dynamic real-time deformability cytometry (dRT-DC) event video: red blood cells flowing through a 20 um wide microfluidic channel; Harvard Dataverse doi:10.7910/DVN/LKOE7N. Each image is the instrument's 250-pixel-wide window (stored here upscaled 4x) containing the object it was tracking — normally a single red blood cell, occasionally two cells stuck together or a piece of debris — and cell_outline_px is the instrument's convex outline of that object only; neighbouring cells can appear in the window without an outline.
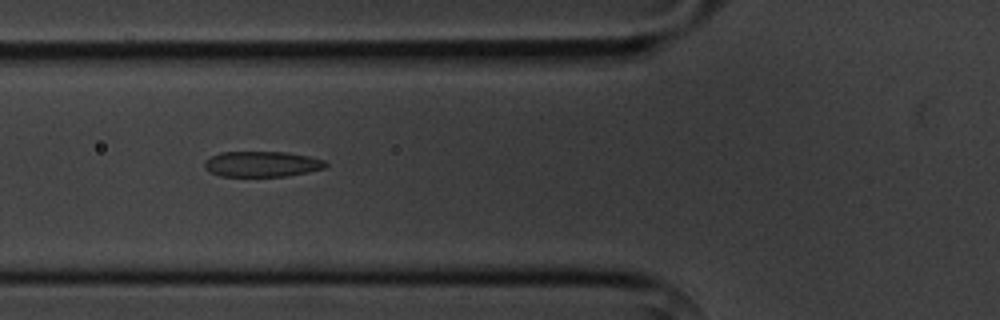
{"species": "common noctule bat (a hibernating species)", "species_latin": "Nyctalus noctula", "temperature_condition": "cold", "stored_images_in_passage": 7, "camera_frame_rate_fps": 3000, "um_per_image_px": 0.085, "animal": {"sex": "male", "body_mass_g": 20.1, "forearm_length_mm": 53.5}, "frame": {"image": 1, "passage_image": 4, "time_ms": 4.333, "image_size_px": [1000, 320], "cell_outline_px": [[328, 164], [324, 168], [308, 172], [288, 176], [220, 176], [204, 168], [204, 160], [220, 152], [288, 152], [308, 156], [324, 160]], "centroid_in_image_um": [22.26, 13.94], "position_along_channel_um": 103.5, "area_um2": 18.03}}
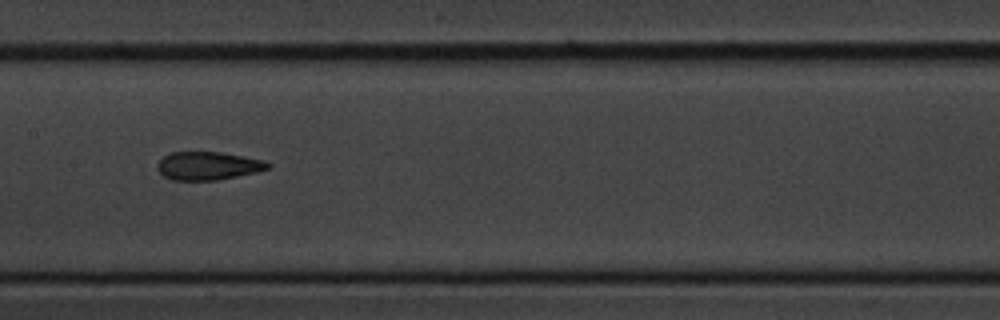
{"frame": {"image": 2, "passage_image": 6, "time_ms": 6.667, "image_size_px": [1000, 320], "cell_outline_px": [[272, 164], [268, 168], [256, 172], [216, 180], [172, 180], [164, 176], [156, 168], [156, 164], [164, 156], [172, 152], [220, 152], [244, 156], [264, 160]], "centroid_in_image_um": [17.67, 14.09], "position_along_channel_um": 189.7, "area_um2": 18.09}}
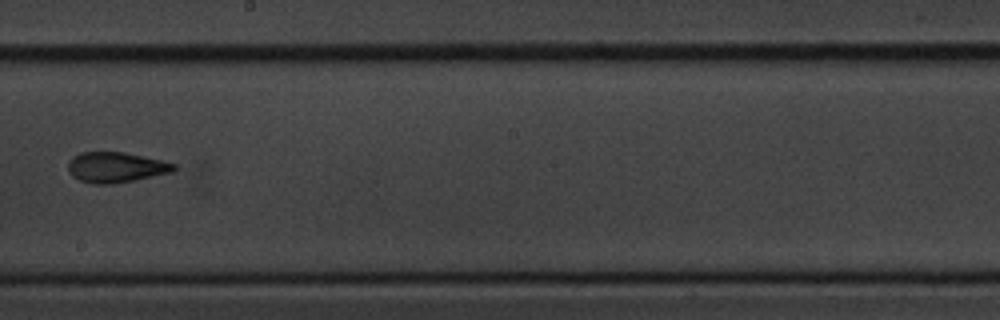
{"frame": {"image": 3, "passage_image": 7, "time_ms": 8.0, "image_size_px": [1000, 320], "cell_outline_px": [[176, 168], [172, 172], [132, 180], [108, 184], [92, 184], [80, 180], [72, 176], [68, 168], [68, 160], [72, 156], [80, 152], [124, 152], [160, 160], [176, 164]], "centroid_in_image_um": [9.8, 14.21], "position_along_channel_um": 238.4, "area_um2": 18.55}}